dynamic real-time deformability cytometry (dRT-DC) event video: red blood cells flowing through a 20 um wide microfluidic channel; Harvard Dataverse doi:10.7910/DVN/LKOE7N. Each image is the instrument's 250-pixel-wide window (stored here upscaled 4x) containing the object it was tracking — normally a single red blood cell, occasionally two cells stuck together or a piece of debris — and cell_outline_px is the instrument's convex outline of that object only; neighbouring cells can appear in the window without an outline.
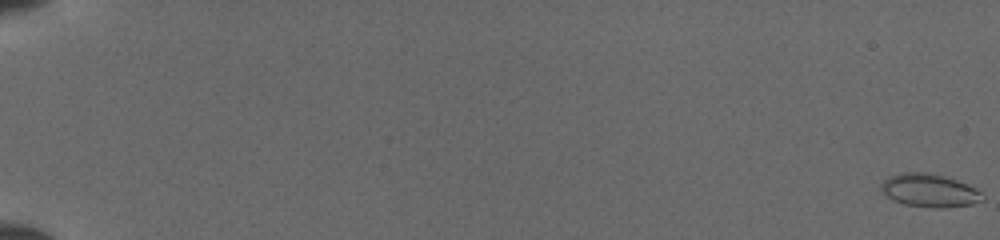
{"species": "common noctule bat (a hibernating species)", "species_latin": "Nyctalus noctula", "temperature_condition": "cold", "stored_images_in_passage": 52, "camera_frame_rate_fps": 3000, "um_per_image_px": 0.085, "animal": {"sex": "female", "body_mass_g": 19.5, "forearm_length_mm": 54.1}, "frame": {"image": 1, "passage_image": 1, "time_ms": 0.0, "image_size_px": [1000, 240], "cell_outline_px": [[984, 200], [972, 204], [944, 208], [932, 208], [904, 204], [880, 192], [880, 184], [888, 176], [900, 172], [924, 172], [944, 176], [968, 184], [976, 188], [984, 196]], "centroid_in_image_um": [79.0, 16.19], "position_along_channel_um": 6.0, "area_um2": 19.71}}
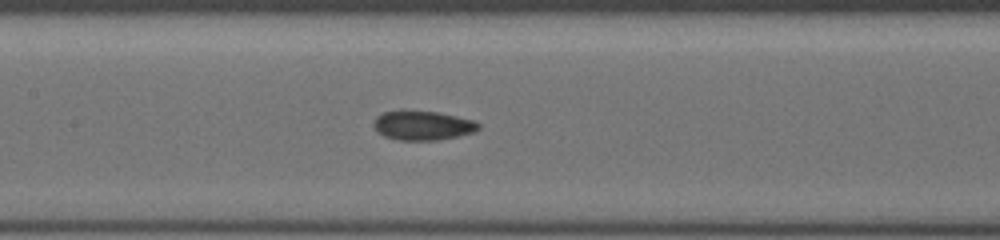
{"frame": {"image": 2, "passage_image": 28, "time_ms": 9.0, "image_size_px": [1000, 240], "cell_outline_px": [[480, 128], [472, 132], [440, 140], [400, 140], [384, 136], [372, 124], [372, 120], [376, 116], [384, 112], [400, 108], [404, 108], [436, 112], [456, 116], [472, 120], [480, 124]], "centroid_in_image_um": [35.86, 10.62], "position_along_channel_um": 171.5, "area_um2": 18.21}}
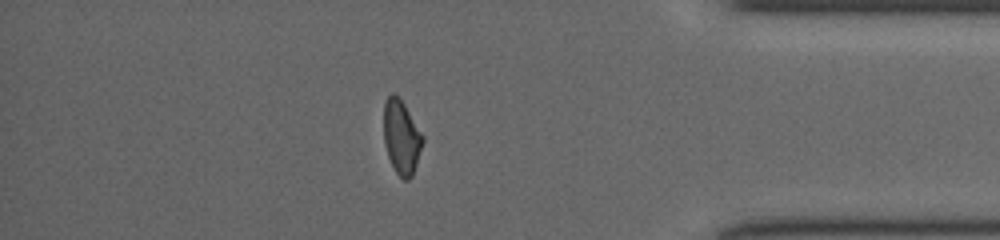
{"frame": {"image": 3, "passage_image": 46, "time_ms": 15.0, "image_size_px": [1000, 240], "cell_outline_px": [[424, 140], [412, 176], [408, 180], [404, 180], [396, 172], [388, 156], [384, 140], [384, 104], [388, 96], [392, 92], [404, 104], [424, 136]], "centroid_in_image_um": [34.13, 11.66], "position_along_channel_um": 401.1, "area_um2": 16.53}}